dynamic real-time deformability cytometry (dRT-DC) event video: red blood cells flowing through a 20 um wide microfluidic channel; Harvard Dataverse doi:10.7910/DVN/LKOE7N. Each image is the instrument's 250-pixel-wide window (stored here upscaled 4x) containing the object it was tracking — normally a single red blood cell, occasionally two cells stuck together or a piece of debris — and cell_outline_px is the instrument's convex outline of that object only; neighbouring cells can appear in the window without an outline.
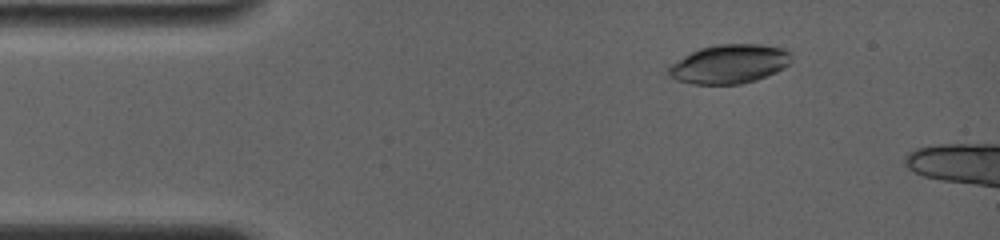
{"species": "common noctule bat (a hibernating species)", "species_latin": "Nyctalus noctula", "temperature_condition": "room temperature", "stored_images_in_passage": 66, "camera_frame_rate_fps": 4000, "um_per_image_px": 0.085, "animal": {"sex": "female", "body_mass_g": 19.0, "forearm_length_mm": 56.7}, "frame": {"image": 1, "passage_image": 8, "time_ms": 2.0, "image_size_px": [1000, 240], "cell_outline_px": [[792, 60], [784, 68], [776, 72], [756, 80], [740, 84], [692, 84], [676, 80], [668, 76], [668, 64], [700, 48], [716, 44], [764, 44], [788, 48], [792, 52]], "centroid_in_image_um": [62.02, 5.43], "position_along_channel_um": 23.0, "area_um2": 28.38}}
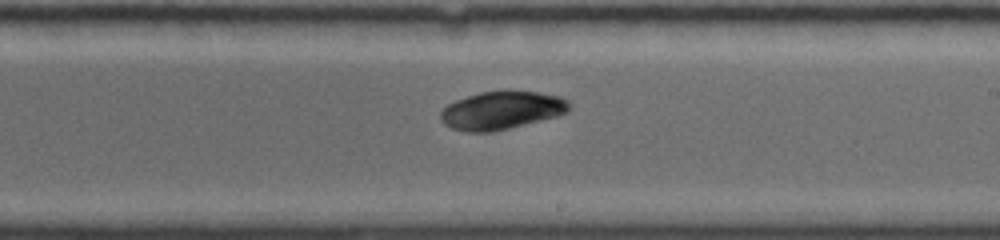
{"frame": {"image": 2, "passage_image": 39, "time_ms": 9.5, "image_size_px": [1000, 240], "cell_outline_px": [[568, 112], [556, 116], [492, 132], [464, 132], [452, 128], [444, 124], [440, 120], [440, 112], [448, 104], [456, 100], [480, 92], [536, 92], [560, 96], [568, 100]], "centroid_in_image_um": [42.59, 9.4], "position_along_channel_um": 246.4, "area_um2": 28.03}}
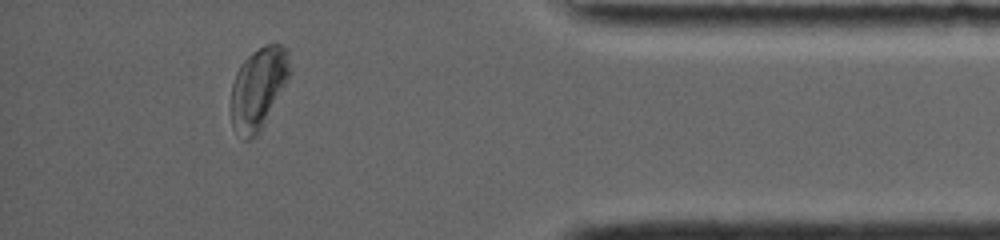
{"frame": {"image": 3, "passage_image": 63, "time_ms": 14.5, "image_size_px": [1000, 240], "cell_outline_px": [[292, 72], [264, 124], [248, 140], [244, 140], [232, 128], [232, 84], [236, 72], [240, 64], [252, 52], [264, 44], [284, 44], [288, 52]], "centroid_in_image_um": [21.98, 7.44], "position_along_channel_um": 413.2, "area_um2": 27.8}}